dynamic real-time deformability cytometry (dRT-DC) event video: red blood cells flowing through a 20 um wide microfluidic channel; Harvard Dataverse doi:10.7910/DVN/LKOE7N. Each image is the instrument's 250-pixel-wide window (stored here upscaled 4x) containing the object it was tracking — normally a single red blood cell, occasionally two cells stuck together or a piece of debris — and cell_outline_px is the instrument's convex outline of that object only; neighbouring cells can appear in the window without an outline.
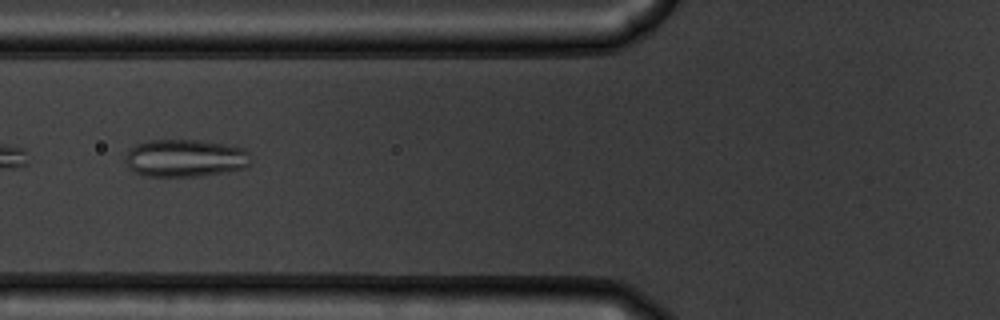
{"species": "common noctule bat (a hibernating species)", "species_latin": "Nyctalus noctula", "temperature_condition": "warm", "stored_images_in_passage": 38, "camera_frame_rate_fps": 3000, "um_per_image_px": 0.085, "animal": {"sex": "male", "body_mass_g": 19.5, "forearm_length_mm": 54.6}, "frame": {"image": 1, "passage_image": 22, "time_ms": 7.0, "image_size_px": [1000, 320], "cell_outline_px": [[248, 168], [228, 172], [200, 176], [144, 176], [132, 172], [128, 168], [124, 160], [124, 156], [136, 144], [148, 140], [196, 140], [224, 144], [244, 148], [248, 152]], "centroid_in_image_um": [15.71, 13.45], "position_along_channel_um": 110.1, "area_um2": 27.69}}